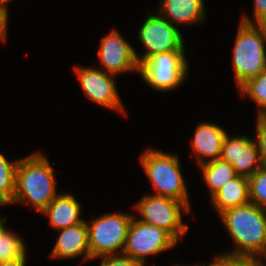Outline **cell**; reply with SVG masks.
Returning <instances> with one entry per match:
<instances>
[{
	"label": "cell",
	"instance_id": "cell-4",
	"mask_svg": "<svg viewBox=\"0 0 266 266\" xmlns=\"http://www.w3.org/2000/svg\"><path fill=\"white\" fill-rule=\"evenodd\" d=\"M234 44L232 70L239 88L266 68V26L240 21Z\"/></svg>",
	"mask_w": 266,
	"mask_h": 266
},
{
	"label": "cell",
	"instance_id": "cell-1",
	"mask_svg": "<svg viewBox=\"0 0 266 266\" xmlns=\"http://www.w3.org/2000/svg\"><path fill=\"white\" fill-rule=\"evenodd\" d=\"M219 218L234 244L233 250L223 254L266 258V209L248 203L226 209Z\"/></svg>",
	"mask_w": 266,
	"mask_h": 266
},
{
	"label": "cell",
	"instance_id": "cell-7",
	"mask_svg": "<svg viewBox=\"0 0 266 266\" xmlns=\"http://www.w3.org/2000/svg\"><path fill=\"white\" fill-rule=\"evenodd\" d=\"M185 55V50H173L147 58L139 66L142 80L155 91L176 90L186 80L189 72Z\"/></svg>",
	"mask_w": 266,
	"mask_h": 266
},
{
	"label": "cell",
	"instance_id": "cell-3",
	"mask_svg": "<svg viewBox=\"0 0 266 266\" xmlns=\"http://www.w3.org/2000/svg\"><path fill=\"white\" fill-rule=\"evenodd\" d=\"M140 155L139 162L155 190L152 194L184 202L191 209L178 156L157 148H147Z\"/></svg>",
	"mask_w": 266,
	"mask_h": 266
},
{
	"label": "cell",
	"instance_id": "cell-10",
	"mask_svg": "<svg viewBox=\"0 0 266 266\" xmlns=\"http://www.w3.org/2000/svg\"><path fill=\"white\" fill-rule=\"evenodd\" d=\"M74 70L84 95L91 102L127 116L125 106L117 91L114 75L94 66H74Z\"/></svg>",
	"mask_w": 266,
	"mask_h": 266
},
{
	"label": "cell",
	"instance_id": "cell-31",
	"mask_svg": "<svg viewBox=\"0 0 266 266\" xmlns=\"http://www.w3.org/2000/svg\"><path fill=\"white\" fill-rule=\"evenodd\" d=\"M7 5L9 2H11L12 0H3Z\"/></svg>",
	"mask_w": 266,
	"mask_h": 266
},
{
	"label": "cell",
	"instance_id": "cell-28",
	"mask_svg": "<svg viewBox=\"0 0 266 266\" xmlns=\"http://www.w3.org/2000/svg\"><path fill=\"white\" fill-rule=\"evenodd\" d=\"M235 266H266V258L235 257Z\"/></svg>",
	"mask_w": 266,
	"mask_h": 266
},
{
	"label": "cell",
	"instance_id": "cell-24",
	"mask_svg": "<svg viewBox=\"0 0 266 266\" xmlns=\"http://www.w3.org/2000/svg\"><path fill=\"white\" fill-rule=\"evenodd\" d=\"M100 259H102L100 262V266H146L142 262L137 261L122 253L100 257Z\"/></svg>",
	"mask_w": 266,
	"mask_h": 266
},
{
	"label": "cell",
	"instance_id": "cell-25",
	"mask_svg": "<svg viewBox=\"0 0 266 266\" xmlns=\"http://www.w3.org/2000/svg\"><path fill=\"white\" fill-rule=\"evenodd\" d=\"M253 19L243 14L240 21L248 24H264L266 22V0L253 1Z\"/></svg>",
	"mask_w": 266,
	"mask_h": 266
},
{
	"label": "cell",
	"instance_id": "cell-2",
	"mask_svg": "<svg viewBox=\"0 0 266 266\" xmlns=\"http://www.w3.org/2000/svg\"><path fill=\"white\" fill-rule=\"evenodd\" d=\"M33 152L21 159L16 167L15 194L12 204H29L42 212L61 192L56 189V177L49 159Z\"/></svg>",
	"mask_w": 266,
	"mask_h": 266
},
{
	"label": "cell",
	"instance_id": "cell-9",
	"mask_svg": "<svg viewBox=\"0 0 266 266\" xmlns=\"http://www.w3.org/2000/svg\"><path fill=\"white\" fill-rule=\"evenodd\" d=\"M178 242L165 230L138 220L135 215L130 223L122 254L144 265L151 255L173 249Z\"/></svg>",
	"mask_w": 266,
	"mask_h": 266
},
{
	"label": "cell",
	"instance_id": "cell-20",
	"mask_svg": "<svg viewBox=\"0 0 266 266\" xmlns=\"http://www.w3.org/2000/svg\"><path fill=\"white\" fill-rule=\"evenodd\" d=\"M18 160L9 161L0 152V207L10 205L15 194L16 167Z\"/></svg>",
	"mask_w": 266,
	"mask_h": 266
},
{
	"label": "cell",
	"instance_id": "cell-14",
	"mask_svg": "<svg viewBox=\"0 0 266 266\" xmlns=\"http://www.w3.org/2000/svg\"><path fill=\"white\" fill-rule=\"evenodd\" d=\"M57 231L59 235L51 250V257L61 260L83 257V262L91 261L85 220L77 225Z\"/></svg>",
	"mask_w": 266,
	"mask_h": 266
},
{
	"label": "cell",
	"instance_id": "cell-21",
	"mask_svg": "<svg viewBox=\"0 0 266 266\" xmlns=\"http://www.w3.org/2000/svg\"><path fill=\"white\" fill-rule=\"evenodd\" d=\"M238 89L241 97L251 98L258 105L257 115L266 114V68L258 76L248 79Z\"/></svg>",
	"mask_w": 266,
	"mask_h": 266
},
{
	"label": "cell",
	"instance_id": "cell-11",
	"mask_svg": "<svg viewBox=\"0 0 266 266\" xmlns=\"http://www.w3.org/2000/svg\"><path fill=\"white\" fill-rule=\"evenodd\" d=\"M136 53L129 41L114 28L108 35L101 38L98 50L102 65L100 69L114 76L126 72H139Z\"/></svg>",
	"mask_w": 266,
	"mask_h": 266
},
{
	"label": "cell",
	"instance_id": "cell-29",
	"mask_svg": "<svg viewBox=\"0 0 266 266\" xmlns=\"http://www.w3.org/2000/svg\"><path fill=\"white\" fill-rule=\"evenodd\" d=\"M26 256L27 253L25 252L22 256L0 263V266H25L27 262Z\"/></svg>",
	"mask_w": 266,
	"mask_h": 266
},
{
	"label": "cell",
	"instance_id": "cell-17",
	"mask_svg": "<svg viewBox=\"0 0 266 266\" xmlns=\"http://www.w3.org/2000/svg\"><path fill=\"white\" fill-rule=\"evenodd\" d=\"M211 200V203L218 214L226 209L250 203L248 178L238 175L223 185Z\"/></svg>",
	"mask_w": 266,
	"mask_h": 266
},
{
	"label": "cell",
	"instance_id": "cell-27",
	"mask_svg": "<svg viewBox=\"0 0 266 266\" xmlns=\"http://www.w3.org/2000/svg\"><path fill=\"white\" fill-rule=\"evenodd\" d=\"M213 262H210L207 266H235V257L234 256H230V255H226L223 253H218V255L216 254V256L214 257V260H212ZM197 266H206L205 263H200V264H196Z\"/></svg>",
	"mask_w": 266,
	"mask_h": 266
},
{
	"label": "cell",
	"instance_id": "cell-18",
	"mask_svg": "<svg viewBox=\"0 0 266 266\" xmlns=\"http://www.w3.org/2000/svg\"><path fill=\"white\" fill-rule=\"evenodd\" d=\"M201 169L204 183L206 184L212 198L228 181L237 177V173L232 165L220 159L202 165Z\"/></svg>",
	"mask_w": 266,
	"mask_h": 266
},
{
	"label": "cell",
	"instance_id": "cell-12",
	"mask_svg": "<svg viewBox=\"0 0 266 266\" xmlns=\"http://www.w3.org/2000/svg\"><path fill=\"white\" fill-rule=\"evenodd\" d=\"M220 160L232 165L237 175L247 178L263 167L257 143L248 135L229 137L227 133L223 140Z\"/></svg>",
	"mask_w": 266,
	"mask_h": 266
},
{
	"label": "cell",
	"instance_id": "cell-22",
	"mask_svg": "<svg viewBox=\"0 0 266 266\" xmlns=\"http://www.w3.org/2000/svg\"><path fill=\"white\" fill-rule=\"evenodd\" d=\"M248 180L250 203L266 209V168L262 167Z\"/></svg>",
	"mask_w": 266,
	"mask_h": 266
},
{
	"label": "cell",
	"instance_id": "cell-8",
	"mask_svg": "<svg viewBox=\"0 0 266 266\" xmlns=\"http://www.w3.org/2000/svg\"><path fill=\"white\" fill-rule=\"evenodd\" d=\"M138 29V39L145 50L144 54L138 55L136 59L139 66L149 57L173 50H185V41L179 27L173 25L159 13L151 14ZM177 27V28H176Z\"/></svg>",
	"mask_w": 266,
	"mask_h": 266
},
{
	"label": "cell",
	"instance_id": "cell-5",
	"mask_svg": "<svg viewBox=\"0 0 266 266\" xmlns=\"http://www.w3.org/2000/svg\"><path fill=\"white\" fill-rule=\"evenodd\" d=\"M133 216L117 211L85 220L91 260L122 253Z\"/></svg>",
	"mask_w": 266,
	"mask_h": 266
},
{
	"label": "cell",
	"instance_id": "cell-15",
	"mask_svg": "<svg viewBox=\"0 0 266 266\" xmlns=\"http://www.w3.org/2000/svg\"><path fill=\"white\" fill-rule=\"evenodd\" d=\"M157 12L175 26L195 25L205 21L204 0H160Z\"/></svg>",
	"mask_w": 266,
	"mask_h": 266
},
{
	"label": "cell",
	"instance_id": "cell-26",
	"mask_svg": "<svg viewBox=\"0 0 266 266\" xmlns=\"http://www.w3.org/2000/svg\"><path fill=\"white\" fill-rule=\"evenodd\" d=\"M7 6L3 0H0V41L3 43L6 42L8 33L9 11Z\"/></svg>",
	"mask_w": 266,
	"mask_h": 266
},
{
	"label": "cell",
	"instance_id": "cell-16",
	"mask_svg": "<svg viewBox=\"0 0 266 266\" xmlns=\"http://www.w3.org/2000/svg\"><path fill=\"white\" fill-rule=\"evenodd\" d=\"M81 206L73 194L61 192L41 213L48 217L52 229L59 230L85 220L80 217Z\"/></svg>",
	"mask_w": 266,
	"mask_h": 266
},
{
	"label": "cell",
	"instance_id": "cell-23",
	"mask_svg": "<svg viewBox=\"0 0 266 266\" xmlns=\"http://www.w3.org/2000/svg\"><path fill=\"white\" fill-rule=\"evenodd\" d=\"M256 120L255 141L259 149L262 166L266 168V114L257 115Z\"/></svg>",
	"mask_w": 266,
	"mask_h": 266
},
{
	"label": "cell",
	"instance_id": "cell-6",
	"mask_svg": "<svg viewBox=\"0 0 266 266\" xmlns=\"http://www.w3.org/2000/svg\"><path fill=\"white\" fill-rule=\"evenodd\" d=\"M134 205L136 217L143 223L156 226L168 232L178 243L188 232L189 225L183 223L182 213L191 209L181 201L168 197L145 194Z\"/></svg>",
	"mask_w": 266,
	"mask_h": 266
},
{
	"label": "cell",
	"instance_id": "cell-19",
	"mask_svg": "<svg viewBox=\"0 0 266 266\" xmlns=\"http://www.w3.org/2000/svg\"><path fill=\"white\" fill-rule=\"evenodd\" d=\"M6 217L0 216V263L15 259L27 252L25 242L19 234L6 227Z\"/></svg>",
	"mask_w": 266,
	"mask_h": 266
},
{
	"label": "cell",
	"instance_id": "cell-30",
	"mask_svg": "<svg viewBox=\"0 0 266 266\" xmlns=\"http://www.w3.org/2000/svg\"><path fill=\"white\" fill-rule=\"evenodd\" d=\"M173 266H190V265H181V264H175V265H173ZM193 266H197L196 264L195 265H193Z\"/></svg>",
	"mask_w": 266,
	"mask_h": 266
},
{
	"label": "cell",
	"instance_id": "cell-13",
	"mask_svg": "<svg viewBox=\"0 0 266 266\" xmlns=\"http://www.w3.org/2000/svg\"><path fill=\"white\" fill-rule=\"evenodd\" d=\"M227 132L217 123L200 122L191 139V150L197 166L220 159Z\"/></svg>",
	"mask_w": 266,
	"mask_h": 266
}]
</instances>
